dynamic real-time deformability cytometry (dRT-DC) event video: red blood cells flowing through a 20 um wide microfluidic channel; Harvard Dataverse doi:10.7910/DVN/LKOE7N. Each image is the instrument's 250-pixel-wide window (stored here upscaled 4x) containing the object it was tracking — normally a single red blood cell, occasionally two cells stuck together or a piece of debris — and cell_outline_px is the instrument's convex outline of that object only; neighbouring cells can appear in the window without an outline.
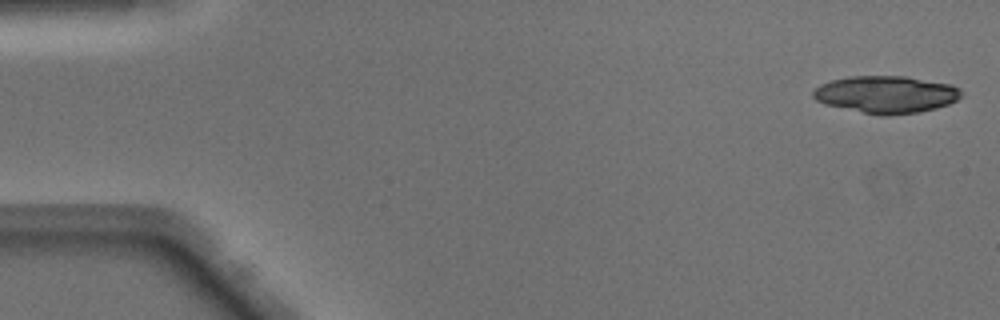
{"species": "Egyptian fruit bat (a non-hibernating species)", "species_latin": "Rousettus aegyptiacus", "temperature_condition": "warm", "stored_images_in_passage": 19, "camera_frame_rate_fps": 3000, "um_per_image_px": 0.085, "animal": {"sex": "male"}, "frame": {"image": 1, "passage_image": 1, "time_ms": 0.0, "image_size_px": [1000, 320], "cell_outline_px": [[960, 96], [956, 100], [948, 104], [936, 108], [920, 112], [888, 116], [880, 116], [824, 104], [816, 100], [812, 96], [812, 92], [820, 84], [832, 80], [848, 76], [908, 76], [952, 84], [960, 88]], "centroid_in_image_um": [75.31, 8.03], "position_along_channel_um": 9.7, "area_um2": 32.37}}
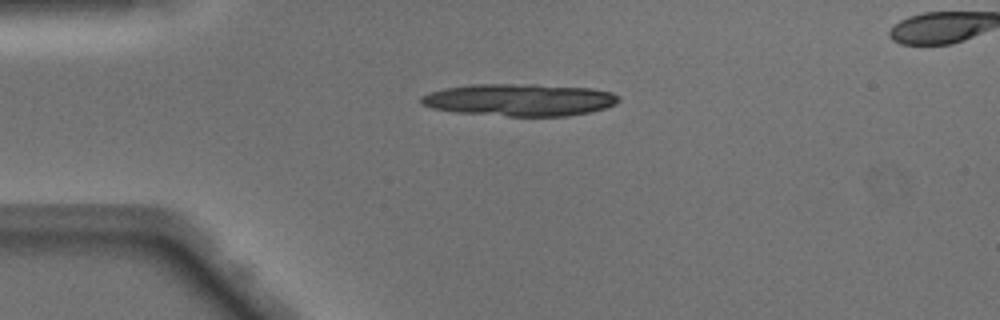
{"frame": {"image": 2, "passage_image": 11, "time_ms": 3.333, "image_size_px": [1000, 320], "cell_outline_px": [[620, 100], [616, 104], [604, 108], [588, 112], [568, 116], [508, 116], [456, 112], [432, 108], [420, 104], [420, 96], [428, 92], [444, 88], [472, 84], [536, 84], [592, 88], [612, 92], [620, 96]], "centroid_in_image_um": [44.15, 8.48], "position_along_channel_um": 40.8, "area_um2": 37.4}}